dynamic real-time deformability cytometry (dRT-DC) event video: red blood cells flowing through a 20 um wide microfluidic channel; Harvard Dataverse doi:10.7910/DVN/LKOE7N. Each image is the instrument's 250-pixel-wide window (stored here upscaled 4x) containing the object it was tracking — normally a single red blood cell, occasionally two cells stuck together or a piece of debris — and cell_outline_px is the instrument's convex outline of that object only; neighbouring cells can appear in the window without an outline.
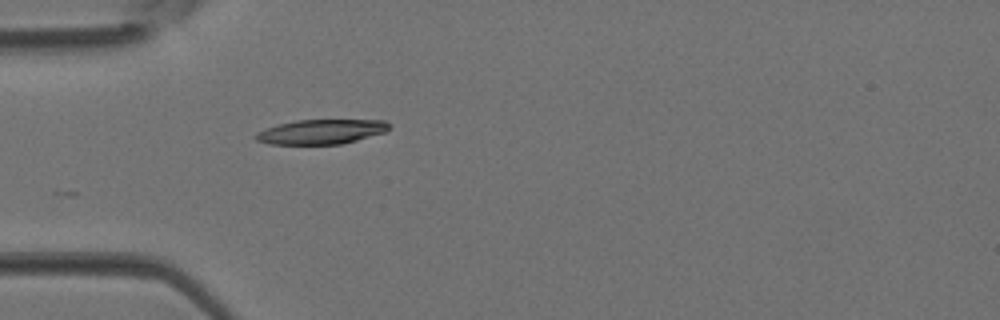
{"species": "Egyptian fruit bat (a non-hibernating species)", "species_latin": "Rousettus aegyptiacus", "temperature_condition": "room temperature", "stored_images_in_passage": 4, "camera_frame_rate_fps": 3000, "um_per_image_px": 0.085, "animal": {"sex": "female"}, "frame": {"image": 1, "passage_image": 4, "time_ms": 1.0, "image_size_px": [1000, 320], "cell_outline_px": [[392, 128], [384, 132], [356, 140], [340, 144], [268, 144], [256, 140], [252, 136], [256, 132], [280, 124], [296, 120], [384, 120]], "centroid_in_image_um": [27.28, 11.2], "position_along_channel_um": 57.7, "area_um2": 19.02}}